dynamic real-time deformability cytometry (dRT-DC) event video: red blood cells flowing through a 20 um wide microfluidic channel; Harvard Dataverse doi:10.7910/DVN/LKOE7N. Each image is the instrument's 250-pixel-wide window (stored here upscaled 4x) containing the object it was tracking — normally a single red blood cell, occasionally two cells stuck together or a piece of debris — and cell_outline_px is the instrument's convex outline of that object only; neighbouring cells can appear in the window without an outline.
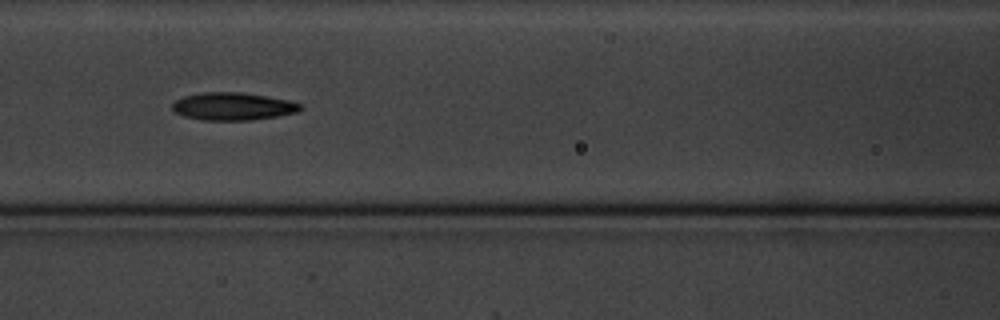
{"species": "common noctule bat (a hibernating species)", "species_latin": "Nyctalus noctula", "temperature_condition": "cold", "stored_images_in_passage": 13, "camera_frame_rate_fps": 3000, "um_per_image_px": 0.085, "animal": {"sex": "male", "body_mass_g": 20.1, "forearm_length_mm": 53.5}, "frame": {"image": 1, "passage_image": 6, "time_ms": 7.667, "image_size_px": [1000, 320], "cell_outline_px": [[304, 108], [300, 112], [252, 120], [200, 120], [184, 116], [176, 112], [172, 108], [172, 104], [176, 100], [184, 96], [204, 92], [240, 92], [288, 100], [300, 104]], "centroid_in_image_um": [19.81, 9.05], "position_along_channel_um": 146.8, "area_um2": 20.58}}
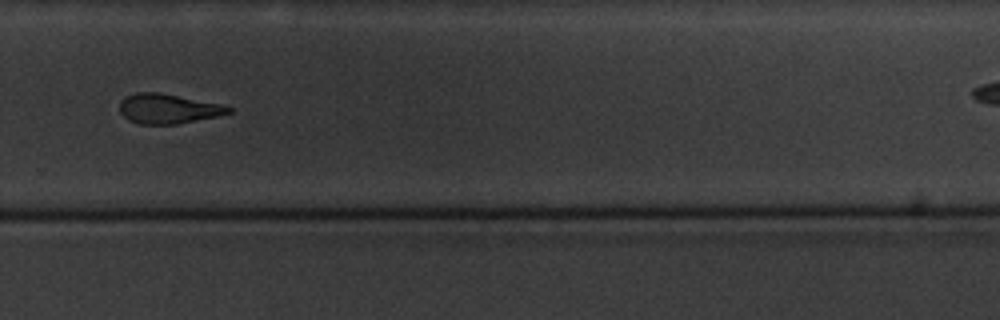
{"frame": {"image": 2, "passage_image": 10, "time_ms": 12.667, "image_size_px": [1000, 320], "cell_outline_px": [[232, 112], [220, 116], [176, 124], [140, 124], [128, 120], [120, 112], [120, 100], [124, 96], [136, 92], [156, 92], [220, 104], [232, 108]], "centroid_in_image_um": [14.26, 9.25], "position_along_channel_um": 315.5, "area_um2": 18.79}}
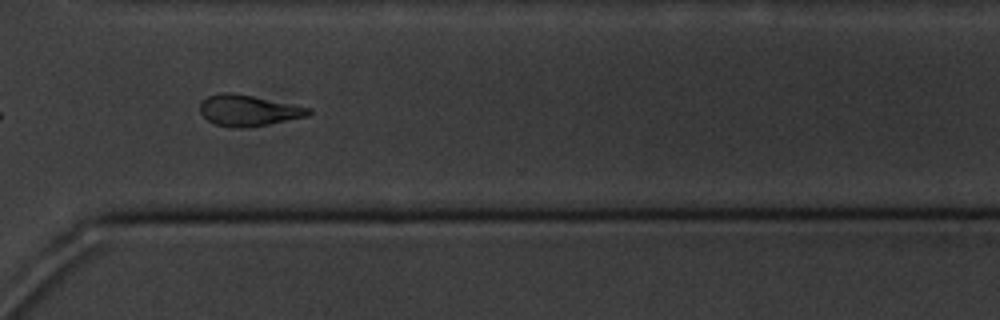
{"frame": {"image": 3, "passage_image": 11, "time_ms": 13.667, "image_size_px": [1000, 320], "cell_outline_px": [[312, 112], [308, 116], [264, 124], [232, 128], [216, 124], [208, 120], [200, 112], [200, 104], [208, 96], [220, 92], [232, 92], [312, 108]], "centroid_in_image_um": [21.1, 9.37], "position_along_channel_um": 349.5, "area_um2": 19.19}}